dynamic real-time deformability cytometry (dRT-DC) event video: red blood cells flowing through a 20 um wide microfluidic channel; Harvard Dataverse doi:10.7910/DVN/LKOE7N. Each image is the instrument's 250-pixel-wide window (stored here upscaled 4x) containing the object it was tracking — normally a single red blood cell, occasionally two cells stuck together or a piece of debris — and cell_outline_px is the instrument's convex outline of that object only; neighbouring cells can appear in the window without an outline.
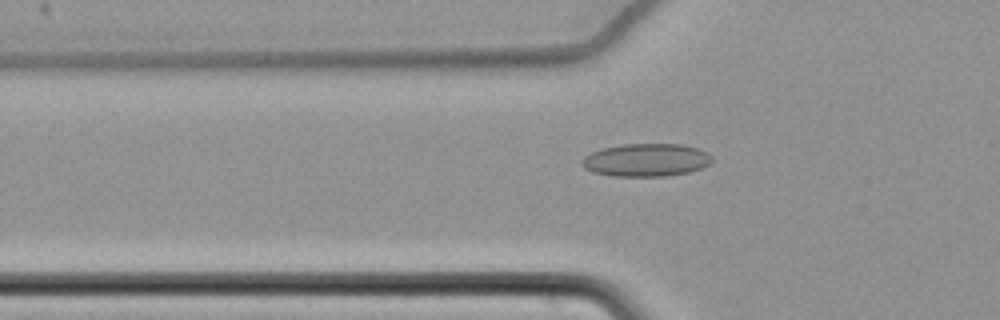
{"species": "common noctule bat (a hibernating species)", "species_latin": "Nyctalus noctula", "temperature_condition": "cold", "stored_images_in_passage": 62, "camera_frame_rate_fps": 3000, "um_per_image_px": 0.085, "animal": {"sex": "female", "body_mass_g": 22.7, "forearm_length_mm": 54.2}, "frame": {"image": 1, "passage_image": 23, "time_ms": 7.333, "image_size_px": [1000, 320], "cell_outline_px": [[712, 160], [708, 164], [700, 168], [688, 172], [664, 176], [612, 176], [592, 172], [584, 168], [580, 164], [584, 156], [600, 148], [624, 144], [684, 144], [700, 148], [708, 152], [712, 156]], "centroid_in_image_um": [54.91, 13.59], "position_along_channel_um": 70.9, "area_um2": 25.14}}
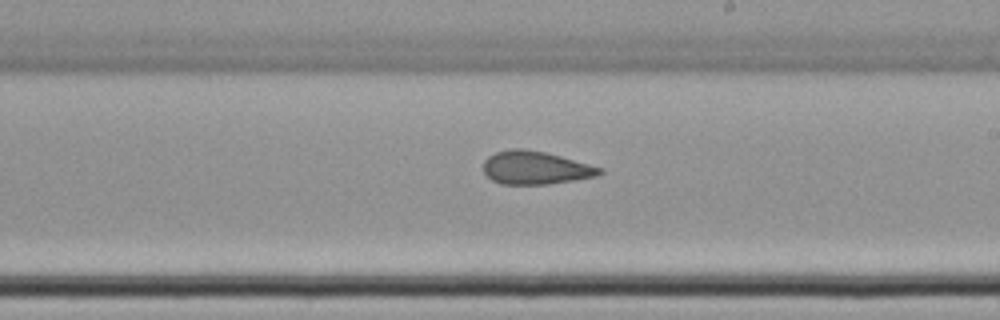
{"frame": {"image": 2, "passage_image": 38, "time_ms": 12.333, "image_size_px": [1000, 320], "cell_outline_px": [[604, 172], [596, 176], [548, 184], [500, 184], [492, 180], [484, 172], [484, 160], [488, 156], [496, 152], [512, 148], [524, 148], [544, 152], [560, 156], [604, 168]], "centroid_in_image_um": [45.51, 14.25], "position_along_channel_um": 243.5, "area_um2": 22.37}}
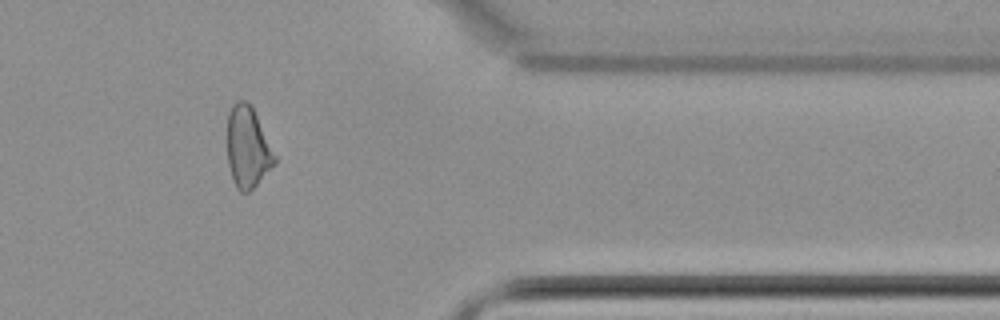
{"frame": {"image": 3, "passage_image": 52, "time_ms": 17.0, "image_size_px": [1000, 320], "cell_outline_px": [[276, 164], [248, 192], [240, 192], [236, 188], [228, 164], [228, 112], [232, 104], [236, 100], [244, 100], [252, 108], [276, 156]], "centroid_in_image_um": [21.04, 12.53], "position_along_channel_um": 390.4, "area_um2": 22.02}, "authors_computed_cell_mechanics": {"area_um2": 24.1893, "velocity_mm_per_s": 3.4827, "shape_relaxation_time_tau1_ms": null, "shape_relaxation_time_tau2_ms": 3.8658, "deformation_change_tau1": null, "deformation_change_tau2": 0.1067}}